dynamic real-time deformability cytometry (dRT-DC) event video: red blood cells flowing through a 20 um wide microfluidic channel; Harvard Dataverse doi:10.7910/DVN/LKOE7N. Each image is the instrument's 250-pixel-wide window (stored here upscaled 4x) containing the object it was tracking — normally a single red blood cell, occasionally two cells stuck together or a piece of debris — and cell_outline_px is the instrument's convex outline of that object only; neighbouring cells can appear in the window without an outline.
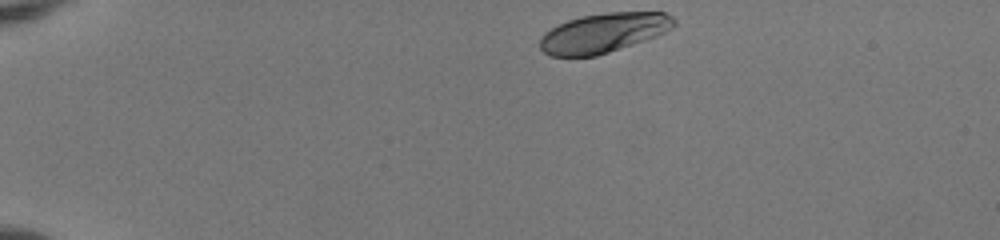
{"species": "human", "species_latin": "Homo sapiens", "temperature_condition": "room temperature", "stored_images_in_passage": 41, "camera_frame_rate_fps": 3000, "um_per_image_px": 0.085, "donor": {"sex": "female"}, "frame": {"image": 1, "passage_image": 1, "time_ms": 0.0, "image_size_px": [1000, 240], "cell_outline_px": [[676, 24], [672, 28], [656, 36], [596, 56], [552, 56], [544, 52], [540, 48], [540, 36], [544, 32], [568, 20], [580, 16], [608, 12], [664, 12], [672, 16], [676, 20]], "centroid_in_image_um": [51.3, 2.78], "position_along_channel_um": 33.7, "area_um2": 30.69}}
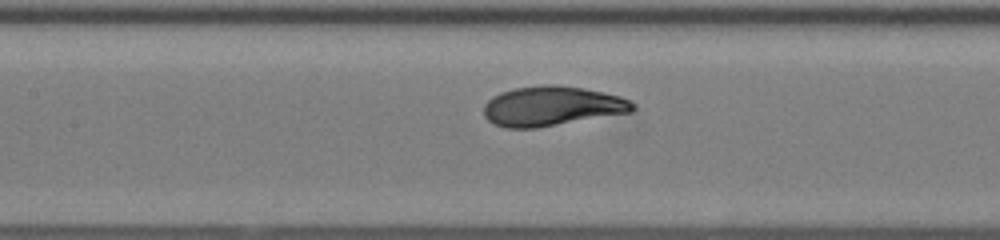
{"frame": {"image": 2, "passage_image": 17, "time_ms": 5.333, "image_size_px": [1000, 240], "cell_outline_px": [[636, 108], [632, 112], [536, 128], [504, 128], [492, 124], [484, 116], [484, 104], [492, 96], [500, 92], [516, 88], [544, 84], [556, 84], [584, 88], [604, 92], [620, 96], [636, 104]], "centroid_in_image_um": [46.9, 9.02], "position_along_channel_um": 160.5, "area_um2": 34.74}}
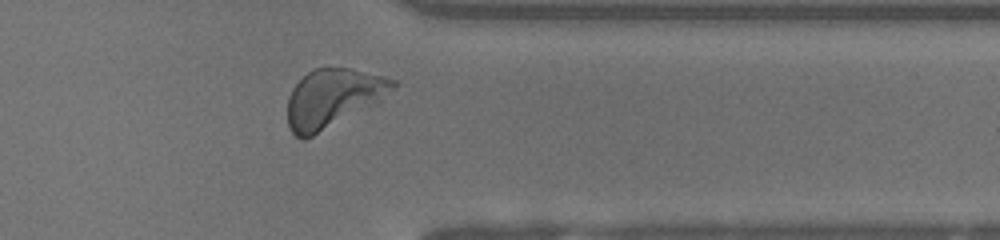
{"frame": {"image": 3, "passage_image": 34, "time_ms": 11.0, "image_size_px": [1000, 240], "cell_outline_px": [[396, 84], [376, 104], [304, 140], [300, 140], [288, 128], [288, 96], [292, 88], [308, 72], [316, 68], [352, 68], [384, 76], [396, 80]], "centroid_in_image_um": [28.27, 8.35], "position_along_channel_um": 383.1, "area_um2": 35.66}, "authors_computed_cell_mechanics": {"area_um2": 33.2928, "velocity_mm_per_s": 3.9654, "shape_relaxation_time_tau1_ms": 2.1334, "shape_relaxation_time_tau2_ms": null, "deformation_change_tau1": 0.1377, "deformation_change_tau2": null}}